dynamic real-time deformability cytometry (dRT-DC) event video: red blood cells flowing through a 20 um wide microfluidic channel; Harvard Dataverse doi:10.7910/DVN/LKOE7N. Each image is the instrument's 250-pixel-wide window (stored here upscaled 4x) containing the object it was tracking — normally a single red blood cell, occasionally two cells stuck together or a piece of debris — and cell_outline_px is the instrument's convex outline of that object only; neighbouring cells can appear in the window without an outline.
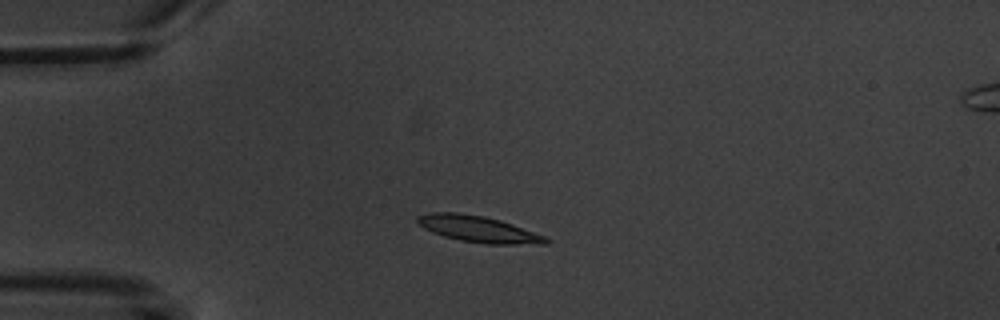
{"species": "common noctule bat (a hibernating species)", "species_latin": "Nyctalus noctula", "temperature_condition": "warm", "stored_images_in_passage": 5, "camera_frame_rate_fps": 3000, "um_per_image_px": 0.085, "animal": {"sex": "male", "body_mass_g": 20.1, "forearm_length_mm": 53.5}, "frame": {"image": 1, "passage_image": 3, "time_ms": 2.333, "image_size_px": [1000, 320], "cell_outline_px": [[552, 240], [548, 244], [484, 244], [460, 240], [444, 236], [432, 232], [424, 228], [416, 220], [416, 216], [428, 212], [456, 212], [484, 216], [500, 220], [548, 236]], "centroid_in_image_um": [40.71, 19.47], "position_along_channel_um": 44.3, "area_um2": 19.94}}